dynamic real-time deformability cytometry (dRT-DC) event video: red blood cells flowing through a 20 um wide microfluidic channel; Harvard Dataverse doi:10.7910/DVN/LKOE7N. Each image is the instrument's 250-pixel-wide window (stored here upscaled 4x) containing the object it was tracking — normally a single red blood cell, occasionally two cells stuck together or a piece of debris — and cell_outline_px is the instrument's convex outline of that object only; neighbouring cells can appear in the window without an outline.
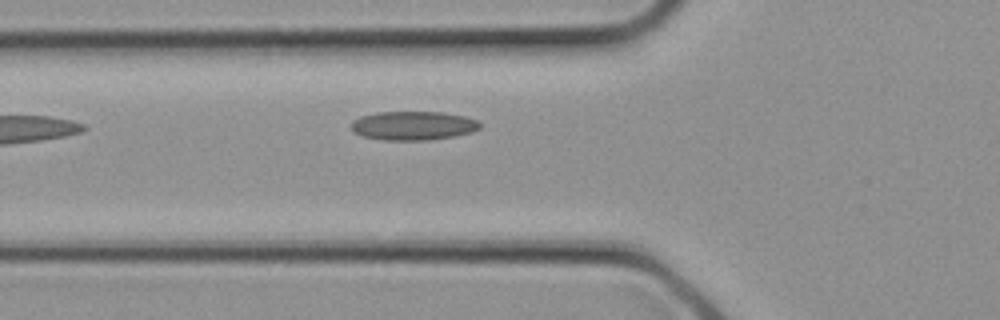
{"species": "common noctule bat (a hibernating species)", "species_latin": "Nyctalus noctula", "temperature_condition": "cold", "stored_images_in_passage": 3, "camera_frame_rate_fps": 3000, "um_per_image_px": 0.085, "animal": {"sex": "female", "body_mass_g": 21.9}, "frame": {"image": 1, "passage_image": 3, "time_ms": 0.667, "image_size_px": [1000, 320], "cell_outline_px": [[480, 128], [472, 132], [456, 136], [428, 140], [380, 140], [364, 136], [352, 132], [352, 120], [360, 116], [376, 112], [444, 112], [464, 116], [476, 120], [480, 124]], "centroid_in_image_um": [35.1, 10.68], "position_along_channel_um": 90.7, "area_um2": 21.79}}